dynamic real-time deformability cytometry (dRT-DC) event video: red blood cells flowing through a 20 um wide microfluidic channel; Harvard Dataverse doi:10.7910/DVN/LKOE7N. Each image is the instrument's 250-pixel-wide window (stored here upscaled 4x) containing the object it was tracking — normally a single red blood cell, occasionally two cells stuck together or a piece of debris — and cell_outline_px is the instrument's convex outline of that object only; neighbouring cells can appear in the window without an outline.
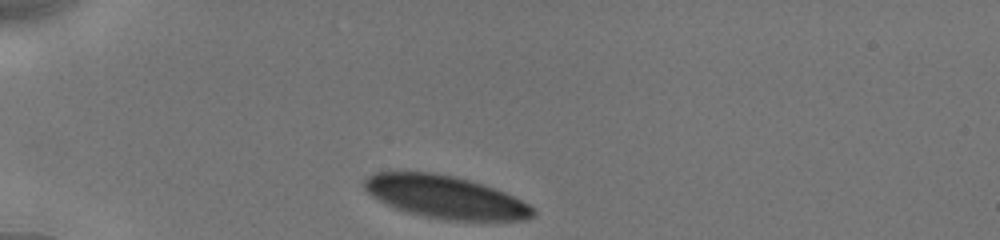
{"species": "human", "species_latin": "Homo sapiens", "temperature_condition": "cold", "stored_images_in_passage": 29, "camera_frame_rate_fps": 3000, "um_per_image_px": 0.085, "donor": {"sex": "male"}, "frame": {"image": 1, "passage_image": 1, "time_ms": 0.0, "image_size_px": [1000, 240], "cell_outline_px": [[536, 216], [524, 220], [448, 220], [424, 216], [408, 212], [396, 208], [372, 196], [364, 188], [364, 180], [368, 176], [376, 172], [432, 172], [452, 176], [484, 184], [496, 188], [528, 204], [536, 212]], "centroid_in_image_um": [37.87, 16.75], "position_along_channel_um": 47.1, "area_um2": 41.56}}
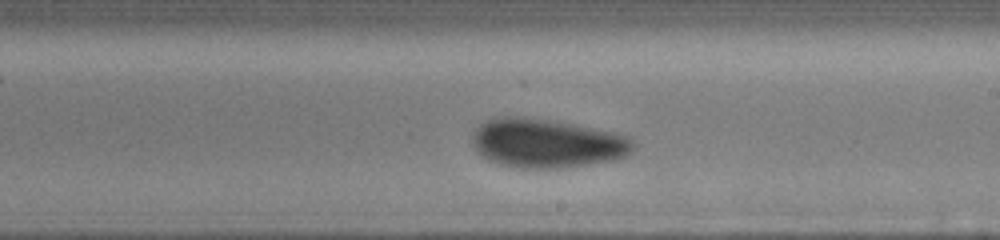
{"frame": {"image": 2, "passage_image": 17, "time_ms": 6.0, "image_size_px": [1000, 240], "cell_outline_px": [[636, 148], [628, 156], [612, 160], [588, 164], [560, 168], [520, 168], [500, 164], [488, 160], [476, 152], [472, 144], [472, 132], [480, 124], [492, 116], [524, 116], [552, 120], [616, 132], [628, 136], [636, 144]], "centroid_in_image_um": [46.47, 12.16], "position_along_channel_um": 242.5, "area_um2": 46.64}}
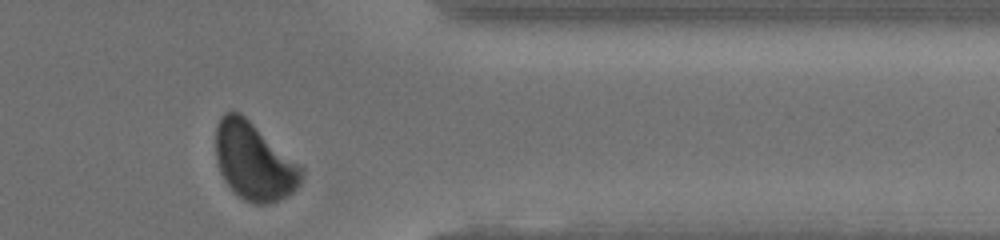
{"frame": {"image": 3, "passage_image": 29, "time_ms": 10.0, "image_size_px": [1000, 240], "cell_outline_px": [[304, 172], [300, 184], [292, 192], [268, 204], [252, 204], [244, 200], [224, 180], [220, 172], [216, 160], [216, 128], [220, 116], [224, 112], [240, 112], [304, 168]], "centroid_in_image_um": [21.58, 13.71], "position_along_channel_um": 389.8, "area_um2": 38.44}, "authors_computed_cell_mechanics": {"area_um2": 44.7372, "velocity_mm_per_s": 3.8698, "shape_relaxation_time_tau1_ms": 2.8472, "shape_relaxation_time_tau2_ms": null, "deformation_change_tau1": 0.0755, "deformation_change_tau2": null}}